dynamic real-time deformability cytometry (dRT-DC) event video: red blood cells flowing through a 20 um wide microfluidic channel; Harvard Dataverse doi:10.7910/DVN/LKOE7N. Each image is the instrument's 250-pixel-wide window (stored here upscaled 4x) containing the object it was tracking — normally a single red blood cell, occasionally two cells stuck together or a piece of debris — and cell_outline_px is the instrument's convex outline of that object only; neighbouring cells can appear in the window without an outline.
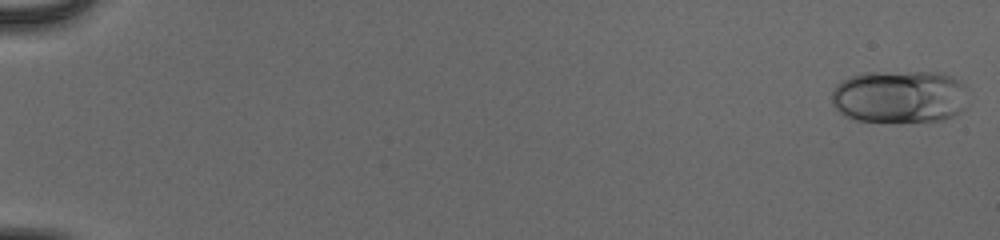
{"species": "human", "species_latin": "Homo sapiens", "temperature_condition": "cold", "stored_images_in_passage": 54, "camera_frame_rate_fps": 3000, "um_per_image_px": 0.085, "donor": {"sex": "male"}, "frame": {"image": 1, "passage_image": 1, "time_ms": 0.0, "image_size_px": [1000, 240], "cell_outline_px": [[968, 108], [944, 120], [900, 124], [856, 120], [844, 116], [832, 104], [832, 92], [836, 84], [840, 80], [864, 72], [936, 72], [952, 76], [960, 80], [968, 88]], "centroid_in_image_um": [76.52, 8.25], "position_along_channel_um": 8.5, "area_um2": 43.64}}
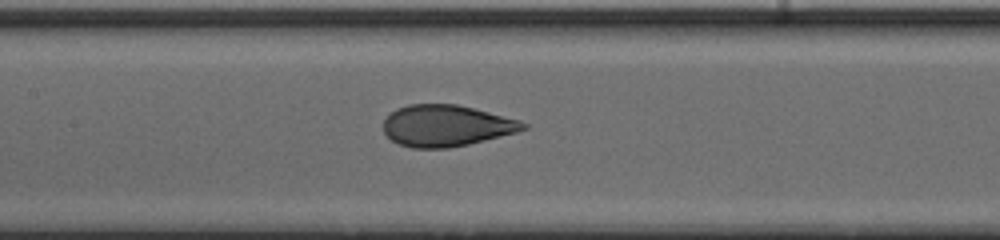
{"frame": {"image": 2, "passage_image": 28, "time_ms": 9.0, "image_size_px": [1000, 240], "cell_outline_px": [[528, 128], [516, 132], [468, 144], [448, 148], [412, 148], [400, 144], [392, 140], [384, 132], [384, 120], [396, 108], [408, 104], [456, 104], [520, 120], [528, 124]], "centroid_in_image_um": [37.92, 10.68], "position_along_channel_um": 169.5, "area_um2": 33.47}}
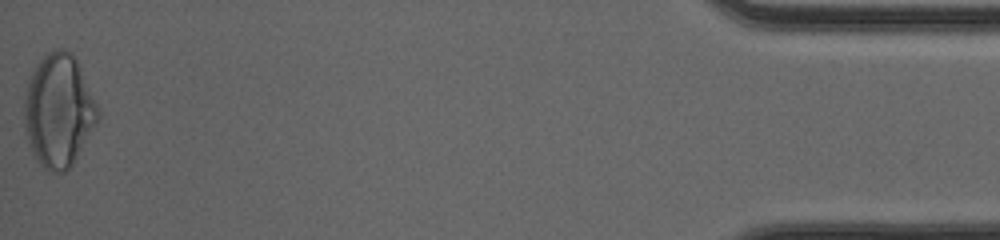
{"frame": {"image": 3, "passage_image": 54, "time_ms": 17.667, "image_size_px": [1000, 240], "cell_outline_px": [[100, 116], [96, 124], [72, 164], [64, 172], [48, 172], [36, 160], [28, 144], [24, 132], [24, 100], [28, 80], [36, 64], [48, 52], [56, 48], [64, 48], [76, 60], [80, 68], [100, 112]], "centroid_in_image_um": [4.95, 9.43], "position_along_channel_um": 430.3, "area_um2": 48.21}, "authors_computed_cell_mechanics": {"area_um2": 36.4429, "velocity_mm_per_s": 3.9553, "shape_relaxation_time_tau1_ms": 4.2226, "shape_relaxation_time_tau2_ms": null, "deformation_change_tau1": 0.1559, "deformation_change_tau2": null}}